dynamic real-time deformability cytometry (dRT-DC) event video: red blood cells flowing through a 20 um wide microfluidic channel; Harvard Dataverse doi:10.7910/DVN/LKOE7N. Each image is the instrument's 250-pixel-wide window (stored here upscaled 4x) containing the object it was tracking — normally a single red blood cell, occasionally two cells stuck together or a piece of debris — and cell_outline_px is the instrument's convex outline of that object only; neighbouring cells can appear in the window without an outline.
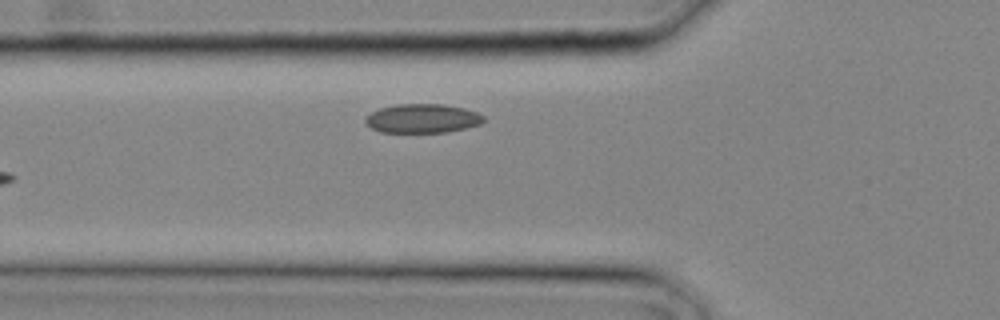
{"species": "common noctule bat (a hibernating species)", "species_latin": "Nyctalus noctula", "temperature_condition": "cold", "stored_images_in_passage": 3, "camera_frame_rate_fps": 3000, "um_per_image_px": 0.085, "animal": {"sex": "male", "body_mass_g": 20.4}, "frame": {"image": 1, "passage_image": 3, "time_ms": 0.667, "image_size_px": [1000, 320], "cell_outline_px": [[484, 120], [480, 124], [468, 128], [444, 132], [380, 132], [372, 128], [364, 120], [364, 116], [380, 108], [396, 104], [444, 104], [464, 108], [476, 112], [484, 116]], "centroid_in_image_um": [35.9, 10.06], "position_along_channel_um": 89.9, "area_um2": 20.0}}